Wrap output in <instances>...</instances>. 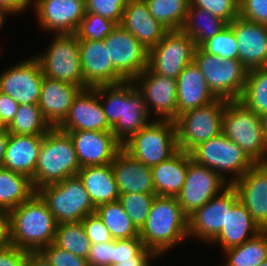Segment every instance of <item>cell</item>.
<instances>
[{"mask_svg":"<svg viewBox=\"0 0 267 266\" xmlns=\"http://www.w3.org/2000/svg\"><path fill=\"white\" fill-rule=\"evenodd\" d=\"M95 89L99 99L103 98L102 108L112 133L121 144L150 123L143 95L132 81Z\"/></svg>","mask_w":267,"mask_h":266,"instance_id":"6da1fadb","label":"cell"},{"mask_svg":"<svg viewBox=\"0 0 267 266\" xmlns=\"http://www.w3.org/2000/svg\"><path fill=\"white\" fill-rule=\"evenodd\" d=\"M9 215L10 244L28 252H40L54 243L57 222L37 192Z\"/></svg>","mask_w":267,"mask_h":266,"instance_id":"7a4b0ae2","label":"cell"},{"mask_svg":"<svg viewBox=\"0 0 267 266\" xmlns=\"http://www.w3.org/2000/svg\"><path fill=\"white\" fill-rule=\"evenodd\" d=\"M139 237L157 257L188 238V217L177 197L155 196Z\"/></svg>","mask_w":267,"mask_h":266,"instance_id":"3957f363","label":"cell"},{"mask_svg":"<svg viewBox=\"0 0 267 266\" xmlns=\"http://www.w3.org/2000/svg\"><path fill=\"white\" fill-rule=\"evenodd\" d=\"M80 169L70 135L58 128H51L43 136L34 177L31 179L32 185L37 191L41 187L77 175Z\"/></svg>","mask_w":267,"mask_h":266,"instance_id":"277c9868","label":"cell"},{"mask_svg":"<svg viewBox=\"0 0 267 266\" xmlns=\"http://www.w3.org/2000/svg\"><path fill=\"white\" fill-rule=\"evenodd\" d=\"M222 133L256 163H267V140L261 116L239 100L227 101L222 116Z\"/></svg>","mask_w":267,"mask_h":266,"instance_id":"5b68a950","label":"cell"},{"mask_svg":"<svg viewBox=\"0 0 267 266\" xmlns=\"http://www.w3.org/2000/svg\"><path fill=\"white\" fill-rule=\"evenodd\" d=\"M130 156L152 168L178 151L176 124L173 121L151 120L122 144Z\"/></svg>","mask_w":267,"mask_h":266,"instance_id":"8992f818","label":"cell"},{"mask_svg":"<svg viewBox=\"0 0 267 266\" xmlns=\"http://www.w3.org/2000/svg\"><path fill=\"white\" fill-rule=\"evenodd\" d=\"M36 192L47 204L57 224L81 222L96 211L78 175L41 187Z\"/></svg>","mask_w":267,"mask_h":266,"instance_id":"52a82bcc","label":"cell"},{"mask_svg":"<svg viewBox=\"0 0 267 266\" xmlns=\"http://www.w3.org/2000/svg\"><path fill=\"white\" fill-rule=\"evenodd\" d=\"M193 61L216 98L226 101L240 99L248 70L238 59H221L196 47Z\"/></svg>","mask_w":267,"mask_h":266,"instance_id":"ba28073f","label":"cell"},{"mask_svg":"<svg viewBox=\"0 0 267 266\" xmlns=\"http://www.w3.org/2000/svg\"><path fill=\"white\" fill-rule=\"evenodd\" d=\"M189 153L194 161L214 170L228 184L239 179L255 164L236 143L222 132L200 143ZM226 173L228 176L233 174L234 177L231 176L228 179Z\"/></svg>","mask_w":267,"mask_h":266,"instance_id":"9c48e42d","label":"cell"},{"mask_svg":"<svg viewBox=\"0 0 267 266\" xmlns=\"http://www.w3.org/2000/svg\"><path fill=\"white\" fill-rule=\"evenodd\" d=\"M46 52L35 55L43 75L84 89V77L79 53V39L73 34H53Z\"/></svg>","mask_w":267,"mask_h":266,"instance_id":"30bf717a","label":"cell"},{"mask_svg":"<svg viewBox=\"0 0 267 266\" xmlns=\"http://www.w3.org/2000/svg\"><path fill=\"white\" fill-rule=\"evenodd\" d=\"M226 102L217 98L205 106L180 114L175 121L178 150L190 152L200 143L219 135Z\"/></svg>","mask_w":267,"mask_h":266,"instance_id":"8fae6325","label":"cell"},{"mask_svg":"<svg viewBox=\"0 0 267 266\" xmlns=\"http://www.w3.org/2000/svg\"><path fill=\"white\" fill-rule=\"evenodd\" d=\"M196 45L182 30H169L162 40L148 51L147 67L156 74L177 79L193 62Z\"/></svg>","mask_w":267,"mask_h":266,"instance_id":"7c38bea8","label":"cell"},{"mask_svg":"<svg viewBox=\"0 0 267 266\" xmlns=\"http://www.w3.org/2000/svg\"><path fill=\"white\" fill-rule=\"evenodd\" d=\"M227 183L214 170L191 159L188 164L184 186L177 196L184 214L189 217L211 198L226 189L230 185Z\"/></svg>","mask_w":267,"mask_h":266,"instance_id":"4fadbf2b","label":"cell"},{"mask_svg":"<svg viewBox=\"0 0 267 266\" xmlns=\"http://www.w3.org/2000/svg\"><path fill=\"white\" fill-rule=\"evenodd\" d=\"M114 69L133 81L148 65V50L120 24L104 39Z\"/></svg>","mask_w":267,"mask_h":266,"instance_id":"5bb4252c","label":"cell"},{"mask_svg":"<svg viewBox=\"0 0 267 266\" xmlns=\"http://www.w3.org/2000/svg\"><path fill=\"white\" fill-rule=\"evenodd\" d=\"M143 95L149 115H158L154 120L177 119L176 79L153 73L148 67L132 81Z\"/></svg>","mask_w":267,"mask_h":266,"instance_id":"9a60e30c","label":"cell"},{"mask_svg":"<svg viewBox=\"0 0 267 266\" xmlns=\"http://www.w3.org/2000/svg\"><path fill=\"white\" fill-rule=\"evenodd\" d=\"M234 188L229 185L188 217V237L210 243L226 225L227 210L238 202Z\"/></svg>","mask_w":267,"mask_h":266,"instance_id":"2e32d148","label":"cell"},{"mask_svg":"<svg viewBox=\"0 0 267 266\" xmlns=\"http://www.w3.org/2000/svg\"><path fill=\"white\" fill-rule=\"evenodd\" d=\"M43 78L40 63L32 56L0 74V92L10 96L19 105H38Z\"/></svg>","mask_w":267,"mask_h":266,"instance_id":"e0dca14e","label":"cell"},{"mask_svg":"<svg viewBox=\"0 0 267 266\" xmlns=\"http://www.w3.org/2000/svg\"><path fill=\"white\" fill-rule=\"evenodd\" d=\"M39 26L54 34L76 33L86 14L85 0H32Z\"/></svg>","mask_w":267,"mask_h":266,"instance_id":"ac0fdd59","label":"cell"},{"mask_svg":"<svg viewBox=\"0 0 267 266\" xmlns=\"http://www.w3.org/2000/svg\"><path fill=\"white\" fill-rule=\"evenodd\" d=\"M261 230H267V163H256L230 184Z\"/></svg>","mask_w":267,"mask_h":266,"instance_id":"d6986e66","label":"cell"},{"mask_svg":"<svg viewBox=\"0 0 267 266\" xmlns=\"http://www.w3.org/2000/svg\"><path fill=\"white\" fill-rule=\"evenodd\" d=\"M84 89L116 85L126 80L114 69L104 40H79Z\"/></svg>","mask_w":267,"mask_h":266,"instance_id":"ffe728a7","label":"cell"},{"mask_svg":"<svg viewBox=\"0 0 267 266\" xmlns=\"http://www.w3.org/2000/svg\"><path fill=\"white\" fill-rule=\"evenodd\" d=\"M64 132L73 140L81 167L110 164L122 149V144L112 132L87 130Z\"/></svg>","mask_w":267,"mask_h":266,"instance_id":"44dd1931","label":"cell"},{"mask_svg":"<svg viewBox=\"0 0 267 266\" xmlns=\"http://www.w3.org/2000/svg\"><path fill=\"white\" fill-rule=\"evenodd\" d=\"M61 131L112 132L95 88L83 89L75 98L64 121L57 127Z\"/></svg>","mask_w":267,"mask_h":266,"instance_id":"7402d4cb","label":"cell"},{"mask_svg":"<svg viewBox=\"0 0 267 266\" xmlns=\"http://www.w3.org/2000/svg\"><path fill=\"white\" fill-rule=\"evenodd\" d=\"M235 35L238 60L247 70L267 66V25L237 17L228 24Z\"/></svg>","mask_w":267,"mask_h":266,"instance_id":"603a6c76","label":"cell"},{"mask_svg":"<svg viewBox=\"0 0 267 266\" xmlns=\"http://www.w3.org/2000/svg\"><path fill=\"white\" fill-rule=\"evenodd\" d=\"M82 90L81 86L44 76L38 106L52 128H57L64 121Z\"/></svg>","mask_w":267,"mask_h":266,"instance_id":"cb8c5ba5","label":"cell"},{"mask_svg":"<svg viewBox=\"0 0 267 266\" xmlns=\"http://www.w3.org/2000/svg\"><path fill=\"white\" fill-rule=\"evenodd\" d=\"M120 25L148 51L169 31L152 16L145 0H129L123 10Z\"/></svg>","mask_w":267,"mask_h":266,"instance_id":"d4e9b609","label":"cell"},{"mask_svg":"<svg viewBox=\"0 0 267 266\" xmlns=\"http://www.w3.org/2000/svg\"><path fill=\"white\" fill-rule=\"evenodd\" d=\"M111 167L119 194H155L151 168L130 156L123 149L117 153Z\"/></svg>","mask_w":267,"mask_h":266,"instance_id":"484cf974","label":"cell"},{"mask_svg":"<svg viewBox=\"0 0 267 266\" xmlns=\"http://www.w3.org/2000/svg\"><path fill=\"white\" fill-rule=\"evenodd\" d=\"M176 86L177 118L186 111L205 106L217 99L194 61L183 69L176 79Z\"/></svg>","mask_w":267,"mask_h":266,"instance_id":"4316f807","label":"cell"},{"mask_svg":"<svg viewBox=\"0 0 267 266\" xmlns=\"http://www.w3.org/2000/svg\"><path fill=\"white\" fill-rule=\"evenodd\" d=\"M43 136L9 134L2 167L32 179Z\"/></svg>","mask_w":267,"mask_h":266,"instance_id":"83f0119b","label":"cell"},{"mask_svg":"<svg viewBox=\"0 0 267 266\" xmlns=\"http://www.w3.org/2000/svg\"><path fill=\"white\" fill-rule=\"evenodd\" d=\"M189 152L178 150L169 159L151 168L155 194L177 197L185 183L189 161Z\"/></svg>","mask_w":267,"mask_h":266,"instance_id":"f1b7e54d","label":"cell"},{"mask_svg":"<svg viewBox=\"0 0 267 266\" xmlns=\"http://www.w3.org/2000/svg\"><path fill=\"white\" fill-rule=\"evenodd\" d=\"M77 175L81 179L95 208L119 199L120 194L111 163L81 167Z\"/></svg>","mask_w":267,"mask_h":266,"instance_id":"f546056e","label":"cell"},{"mask_svg":"<svg viewBox=\"0 0 267 266\" xmlns=\"http://www.w3.org/2000/svg\"><path fill=\"white\" fill-rule=\"evenodd\" d=\"M261 231L246 207L238 201L231 210H227L226 225L211 243L220 244L224 251L243 244Z\"/></svg>","mask_w":267,"mask_h":266,"instance_id":"4dcf8cb0","label":"cell"},{"mask_svg":"<svg viewBox=\"0 0 267 266\" xmlns=\"http://www.w3.org/2000/svg\"><path fill=\"white\" fill-rule=\"evenodd\" d=\"M35 192L28 176L0 167V209L10 212Z\"/></svg>","mask_w":267,"mask_h":266,"instance_id":"1f68e13d","label":"cell"},{"mask_svg":"<svg viewBox=\"0 0 267 266\" xmlns=\"http://www.w3.org/2000/svg\"><path fill=\"white\" fill-rule=\"evenodd\" d=\"M228 24L210 12L197 7H189L185 23L181 30L187 34L196 47L214 37Z\"/></svg>","mask_w":267,"mask_h":266,"instance_id":"d6a6232c","label":"cell"},{"mask_svg":"<svg viewBox=\"0 0 267 266\" xmlns=\"http://www.w3.org/2000/svg\"><path fill=\"white\" fill-rule=\"evenodd\" d=\"M223 252L227 255L224 266H259L267 259V230Z\"/></svg>","mask_w":267,"mask_h":266,"instance_id":"836d02e7","label":"cell"},{"mask_svg":"<svg viewBox=\"0 0 267 266\" xmlns=\"http://www.w3.org/2000/svg\"><path fill=\"white\" fill-rule=\"evenodd\" d=\"M95 212L102 219L113 239H129L139 236V230L118 200L98 206Z\"/></svg>","mask_w":267,"mask_h":266,"instance_id":"e575fe53","label":"cell"},{"mask_svg":"<svg viewBox=\"0 0 267 266\" xmlns=\"http://www.w3.org/2000/svg\"><path fill=\"white\" fill-rule=\"evenodd\" d=\"M239 101L259 116L267 112V66L248 71Z\"/></svg>","mask_w":267,"mask_h":266,"instance_id":"d590c367","label":"cell"},{"mask_svg":"<svg viewBox=\"0 0 267 266\" xmlns=\"http://www.w3.org/2000/svg\"><path fill=\"white\" fill-rule=\"evenodd\" d=\"M52 127L44 119L38 105H19L18 110L7 126L9 134L45 135Z\"/></svg>","mask_w":267,"mask_h":266,"instance_id":"8d00e7d4","label":"cell"},{"mask_svg":"<svg viewBox=\"0 0 267 266\" xmlns=\"http://www.w3.org/2000/svg\"><path fill=\"white\" fill-rule=\"evenodd\" d=\"M152 16L168 30H181L190 0H145Z\"/></svg>","mask_w":267,"mask_h":266,"instance_id":"74e56055","label":"cell"},{"mask_svg":"<svg viewBox=\"0 0 267 266\" xmlns=\"http://www.w3.org/2000/svg\"><path fill=\"white\" fill-rule=\"evenodd\" d=\"M54 244L60 249L86 259L91 246L82 222L57 224Z\"/></svg>","mask_w":267,"mask_h":266,"instance_id":"f35d334b","label":"cell"},{"mask_svg":"<svg viewBox=\"0 0 267 266\" xmlns=\"http://www.w3.org/2000/svg\"><path fill=\"white\" fill-rule=\"evenodd\" d=\"M156 194L124 193L119 195L118 201L138 230L142 228L151 211L152 202Z\"/></svg>","mask_w":267,"mask_h":266,"instance_id":"ab89813d","label":"cell"},{"mask_svg":"<svg viewBox=\"0 0 267 266\" xmlns=\"http://www.w3.org/2000/svg\"><path fill=\"white\" fill-rule=\"evenodd\" d=\"M117 26V23L94 13H86L81 20L76 35L79 40H104Z\"/></svg>","mask_w":267,"mask_h":266,"instance_id":"60d3db41","label":"cell"},{"mask_svg":"<svg viewBox=\"0 0 267 266\" xmlns=\"http://www.w3.org/2000/svg\"><path fill=\"white\" fill-rule=\"evenodd\" d=\"M156 255L144 247L141 238L113 239V264L126 260H154Z\"/></svg>","mask_w":267,"mask_h":266,"instance_id":"b9f144b4","label":"cell"},{"mask_svg":"<svg viewBox=\"0 0 267 266\" xmlns=\"http://www.w3.org/2000/svg\"><path fill=\"white\" fill-rule=\"evenodd\" d=\"M204 52L221 59H238V46L232 28L227 25L214 37L199 46Z\"/></svg>","mask_w":267,"mask_h":266,"instance_id":"7bdbcfd3","label":"cell"},{"mask_svg":"<svg viewBox=\"0 0 267 266\" xmlns=\"http://www.w3.org/2000/svg\"><path fill=\"white\" fill-rule=\"evenodd\" d=\"M239 0H190L189 7L206 10L231 24L238 17Z\"/></svg>","mask_w":267,"mask_h":266,"instance_id":"ee69618b","label":"cell"},{"mask_svg":"<svg viewBox=\"0 0 267 266\" xmlns=\"http://www.w3.org/2000/svg\"><path fill=\"white\" fill-rule=\"evenodd\" d=\"M129 0H85L86 13H94L120 24Z\"/></svg>","mask_w":267,"mask_h":266,"instance_id":"f6af8a7d","label":"cell"},{"mask_svg":"<svg viewBox=\"0 0 267 266\" xmlns=\"http://www.w3.org/2000/svg\"><path fill=\"white\" fill-rule=\"evenodd\" d=\"M51 266H89L87 259L60 249L54 243L40 251Z\"/></svg>","mask_w":267,"mask_h":266,"instance_id":"bcb514c9","label":"cell"},{"mask_svg":"<svg viewBox=\"0 0 267 266\" xmlns=\"http://www.w3.org/2000/svg\"><path fill=\"white\" fill-rule=\"evenodd\" d=\"M238 17L267 25V0H239Z\"/></svg>","mask_w":267,"mask_h":266,"instance_id":"7dc6e473","label":"cell"},{"mask_svg":"<svg viewBox=\"0 0 267 266\" xmlns=\"http://www.w3.org/2000/svg\"><path fill=\"white\" fill-rule=\"evenodd\" d=\"M81 222L91 244L104 243L113 240L109 230L96 212L88 214Z\"/></svg>","mask_w":267,"mask_h":266,"instance_id":"c3c4849f","label":"cell"},{"mask_svg":"<svg viewBox=\"0 0 267 266\" xmlns=\"http://www.w3.org/2000/svg\"><path fill=\"white\" fill-rule=\"evenodd\" d=\"M87 263L89 266L113 265V240L104 243L91 244Z\"/></svg>","mask_w":267,"mask_h":266,"instance_id":"681fc988","label":"cell"},{"mask_svg":"<svg viewBox=\"0 0 267 266\" xmlns=\"http://www.w3.org/2000/svg\"><path fill=\"white\" fill-rule=\"evenodd\" d=\"M28 251L12 244L0 248V266H26Z\"/></svg>","mask_w":267,"mask_h":266,"instance_id":"f907efd6","label":"cell"},{"mask_svg":"<svg viewBox=\"0 0 267 266\" xmlns=\"http://www.w3.org/2000/svg\"><path fill=\"white\" fill-rule=\"evenodd\" d=\"M19 104L7 94L0 92V118L7 127L13 120Z\"/></svg>","mask_w":267,"mask_h":266,"instance_id":"816d5d0a","label":"cell"},{"mask_svg":"<svg viewBox=\"0 0 267 266\" xmlns=\"http://www.w3.org/2000/svg\"><path fill=\"white\" fill-rule=\"evenodd\" d=\"M32 5V0H0V7L8 15L18 14Z\"/></svg>","mask_w":267,"mask_h":266,"instance_id":"f5cc1de1","label":"cell"},{"mask_svg":"<svg viewBox=\"0 0 267 266\" xmlns=\"http://www.w3.org/2000/svg\"><path fill=\"white\" fill-rule=\"evenodd\" d=\"M10 244V215L6 210L0 209V248Z\"/></svg>","mask_w":267,"mask_h":266,"instance_id":"db71d44e","label":"cell"},{"mask_svg":"<svg viewBox=\"0 0 267 266\" xmlns=\"http://www.w3.org/2000/svg\"><path fill=\"white\" fill-rule=\"evenodd\" d=\"M26 266H51L41 252H29Z\"/></svg>","mask_w":267,"mask_h":266,"instance_id":"11a10c76","label":"cell"},{"mask_svg":"<svg viewBox=\"0 0 267 266\" xmlns=\"http://www.w3.org/2000/svg\"><path fill=\"white\" fill-rule=\"evenodd\" d=\"M8 137H9V133L7 131L0 133V167H2V164H3Z\"/></svg>","mask_w":267,"mask_h":266,"instance_id":"9f6ffc18","label":"cell"},{"mask_svg":"<svg viewBox=\"0 0 267 266\" xmlns=\"http://www.w3.org/2000/svg\"><path fill=\"white\" fill-rule=\"evenodd\" d=\"M149 261L151 260H126L110 266H151Z\"/></svg>","mask_w":267,"mask_h":266,"instance_id":"6f0895ef","label":"cell"},{"mask_svg":"<svg viewBox=\"0 0 267 266\" xmlns=\"http://www.w3.org/2000/svg\"><path fill=\"white\" fill-rule=\"evenodd\" d=\"M262 127L264 129L265 138L267 140V112L261 115Z\"/></svg>","mask_w":267,"mask_h":266,"instance_id":"680465c9","label":"cell"},{"mask_svg":"<svg viewBox=\"0 0 267 266\" xmlns=\"http://www.w3.org/2000/svg\"><path fill=\"white\" fill-rule=\"evenodd\" d=\"M7 14L4 12V10L0 7V29L2 28L3 24L5 23V18Z\"/></svg>","mask_w":267,"mask_h":266,"instance_id":"91938a15","label":"cell"},{"mask_svg":"<svg viewBox=\"0 0 267 266\" xmlns=\"http://www.w3.org/2000/svg\"><path fill=\"white\" fill-rule=\"evenodd\" d=\"M4 131H7V127L5 126V124L2 122L0 118V133Z\"/></svg>","mask_w":267,"mask_h":266,"instance_id":"94428289","label":"cell"},{"mask_svg":"<svg viewBox=\"0 0 267 266\" xmlns=\"http://www.w3.org/2000/svg\"><path fill=\"white\" fill-rule=\"evenodd\" d=\"M259 266H267V259L263 263H261Z\"/></svg>","mask_w":267,"mask_h":266,"instance_id":"6125c7cd","label":"cell"}]
</instances>
